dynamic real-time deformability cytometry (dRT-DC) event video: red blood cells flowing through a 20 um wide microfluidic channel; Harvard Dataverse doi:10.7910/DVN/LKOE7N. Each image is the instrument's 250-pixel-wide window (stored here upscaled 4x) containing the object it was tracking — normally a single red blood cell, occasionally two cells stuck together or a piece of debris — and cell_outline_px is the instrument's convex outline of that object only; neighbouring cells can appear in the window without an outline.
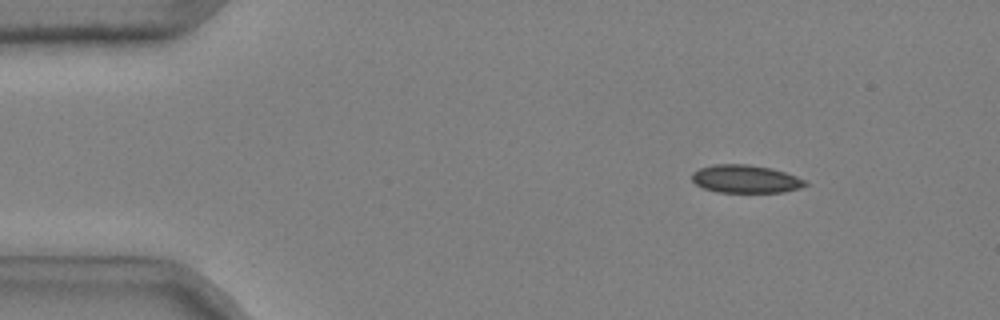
{"species": "common noctule bat (a hibernating species)", "species_latin": "Nyctalus noctula", "temperature_condition": "cold", "stored_images_in_passage": 46, "camera_frame_rate_fps": 3000, "um_per_image_px": 0.085, "animal": {"sex": "male", "body_mass_g": 20.4}, "frame": {"image": 1, "passage_image": 1, "time_ms": 0.0, "image_size_px": [1000, 320], "cell_outline_px": [[808, 184], [800, 188], [784, 192], [716, 192], [704, 188], [696, 184], [692, 180], [692, 172], [700, 168], [716, 164], [748, 164], [772, 168], [796, 176], [804, 180]], "centroid_in_image_um": [63.36, 15.21], "position_along_channel_um": 21.6, "area_um2": 18.44}}
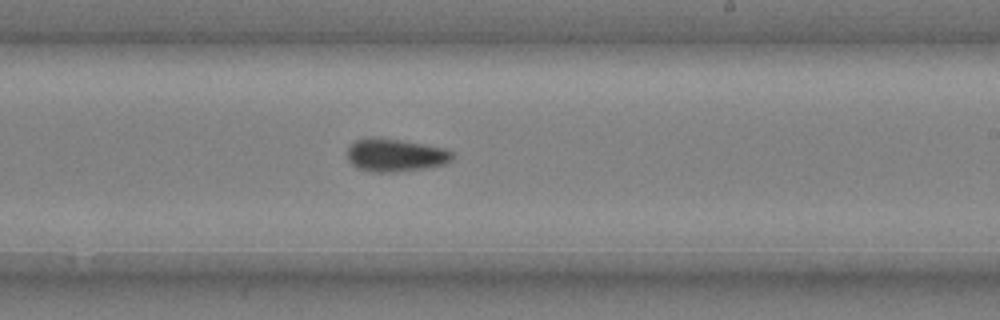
{"frame": {"image": 2, "passage_image": 26, "time_ms": 8.333, "image_size_px": [1000, 320], "cell_outline_px": [[452, 160], [444, 164], [424, 168], [388, 172], [372, 172], [356, 168], [348, 160], [348, 148], [356, 140], [368, 136], [376, 136], [424, 144], [444, 148], [452, 152]], "centroid_in_image_um": [33.56, 13.17], "position_along_channel_um": 255.4, "area_um2": 20.11}}
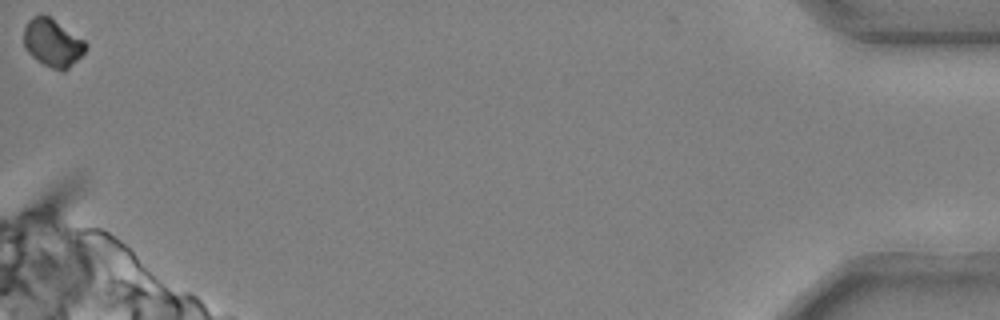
{"frame": {"image": 3, "passage_image": 46, "time_ms": 15.0, "image_size_px": [1000, 320], "cell_outline_px": [[88, 48], [64, 72], [60, 72], [36, 60], [24, 48], [24, 28], [28, 20], [32, 16], [48, 16], [84, 40], [88, 44]], "centroid_in_image_um": [4.46, 3.67], "position_along_channel_um": 430.7, "area_um2": 17.05}, "authors_computed_cell_mechanics": {"area_um2": 19.0451, "velocity_mm_per_s": 3.7016, "shape_relaxation_time_tau1_ms": 3.4404, "shape_relaxation_time_tau2_ms": 5.0282, "deformation_change_tau1": 0.087, "deformation_change_tau2": 0.0766}}